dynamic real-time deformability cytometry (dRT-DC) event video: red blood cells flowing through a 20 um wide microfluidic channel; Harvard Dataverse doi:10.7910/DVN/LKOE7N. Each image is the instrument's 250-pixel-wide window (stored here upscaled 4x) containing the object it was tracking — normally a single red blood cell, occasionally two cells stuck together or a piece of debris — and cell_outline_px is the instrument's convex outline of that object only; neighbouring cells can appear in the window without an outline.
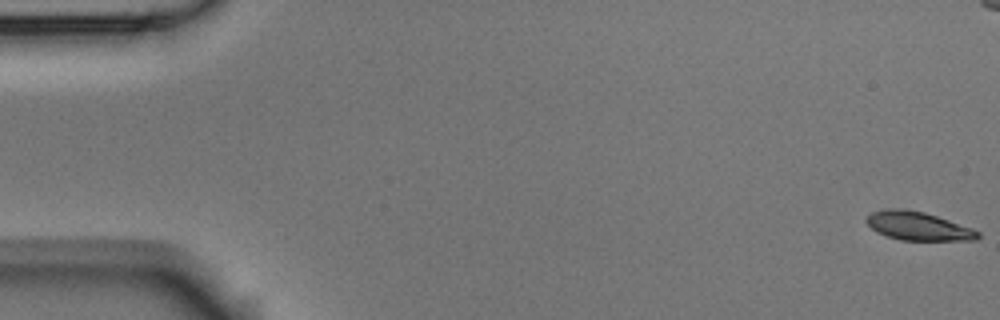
{"species": "Egyptian fruit bat (a non-hibernating species)", "species_latin": "Rousettus aegyptiacus", "temperature_condition": "room temperature", "stored_images_in_passage": 6, "camera_frame_rate_fps": 3000, "um_per_image_px": 0.085, "animal": {"sex": "male"}, "frame": {"image": 1, "passage_image": 1, "time_ms": 0.0, "image_size_px": [1000, 320], "cell_outline_px": [[980, 236], [976, 240], [900, 240], [876, 232], [864, 220], [872, 212], [924, 212], [972, 228], [980, 232]], "centroid_in_image_um": [78.12, 19.28], "position_along_channel_um": 6.9, "area_um2": 17.46}}
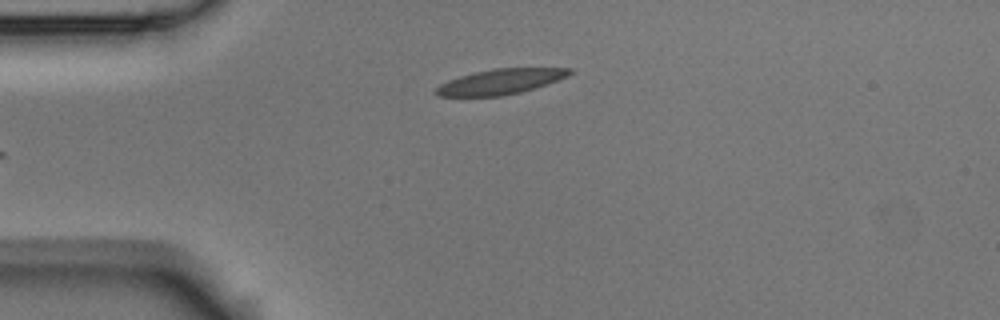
{"frame": {"image": 2, "passage_image": 6, "time_ms": 6.333, "image_size_px": [1000, 320], "cell_outline_px": [[572, 72], [568, 76], [548, 84], [520, 92], [504, 96], [436, 96], [436, 88], [440, 84], [448, 80], [460, 76], [476, 72], [496, 68], [572, 68]], "centroid_in_image_um": [42.56, 6.94], "position_along_channel_um": 42.4, "area_um2": 19.54}}